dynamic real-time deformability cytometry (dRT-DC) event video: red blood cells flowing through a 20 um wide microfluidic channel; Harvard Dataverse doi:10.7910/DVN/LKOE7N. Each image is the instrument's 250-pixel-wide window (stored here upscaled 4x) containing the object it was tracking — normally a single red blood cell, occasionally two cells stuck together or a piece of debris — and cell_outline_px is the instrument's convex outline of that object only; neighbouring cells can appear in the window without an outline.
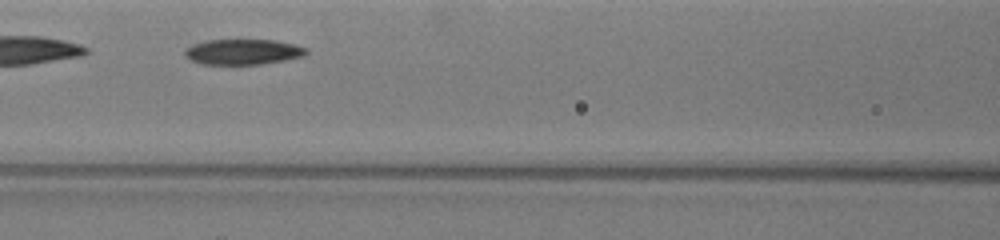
{"species": "common noctule bat (a hibernating species)", "species_latin": "Nyctalus noctula", "temperature_condition": "warm", "stored_images_in_passage": 11, "camera_frame_rate_fps": 3000, "um_per_image_px": 0.085, "animal": {"sex": "female", "body_mass_g": 19.5, "forearm_length_mm": 54.1}, "frame": {"image": 1, "passage_image": 8, "time_ms": 3.333, "image_size_px": [1000, 240], "cell_outline_px": [[308, 52], [304, 56], [284, 60], [260, 64], [200, 64], [184, 56], [184, 48], [192, 44], [204, 40], [276, 40], [296, 44], [308, 48]], "centroid_in_image_um": [20.64, 4.4], "position_along_channel_um": 146.0, "area_um2": 18.21}}
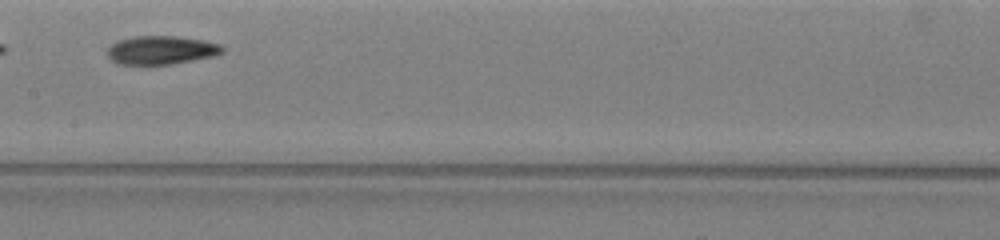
{"frame": {"image": 2, "passage_image": 10, "time_ms": 4.667, "image_size_px": [1000, 240], "cell_outline_px": [[224, 52], [216, 56], [172, 64], [120, 64], [112, 60], [108, 56], [108, 48], [112, 44], [120, 40], [136, 36], [176, 36], [204, 40], [220, 44], [224, 48]], "centroid_in_image_um": [13.76, 4.26], "position_along_channel_um": 193.6, "area_um2": 19.07}}